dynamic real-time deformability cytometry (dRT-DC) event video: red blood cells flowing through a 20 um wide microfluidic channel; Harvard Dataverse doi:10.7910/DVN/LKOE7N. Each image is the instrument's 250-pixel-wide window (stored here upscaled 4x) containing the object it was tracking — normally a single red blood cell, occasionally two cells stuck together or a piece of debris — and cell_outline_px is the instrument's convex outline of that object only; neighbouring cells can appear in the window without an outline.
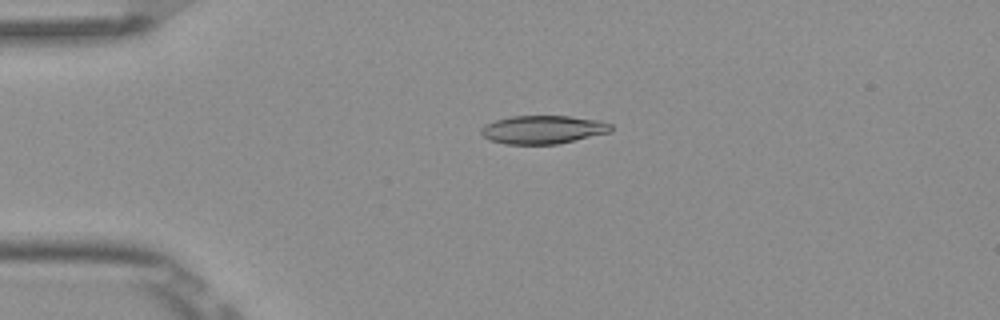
{"species": "Egyptian fruit bat (a non-hibernating species)", "species_latin": "Rousettus aegyptiacus", "temperature_condition": "room temperature", "stored_images_in_passage": 5, "camera_frame_rate_fps": 3000, "um_per_image_px": 0.085, "frame": {"image": 1, "passage_image": 4, "time_ms": 1.0, "image_size_px": [1000, 320], "cell_outline_px": [[612, 132], [556, 144], [504, 144], [492, 140], [484, 136], [480, 132], [480, 128], [484, 124], [496, 120], [512, 116], [568, 116], [600, 120], [612, 124]], "centroid_in_image_um": [46.17, 11.01], "position_along_channel_um": 38.8, "area_um2": 21.44}}